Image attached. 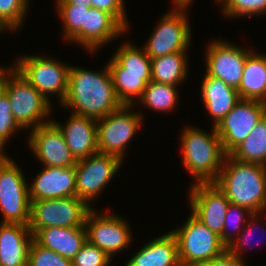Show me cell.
I'll list each match as a JSON object with an SVG mask.
<instances>
[{
    "label": "cell",
    "instance_id": "obj_1",
    "mask_svg": "<svg viewBox=\"0 0 266 266\" xmlns=\"http://www.w3.org/2000/svg\"><path fill=\"white\" fill-rule=\"evenodd\" d=\"M61 105L72 108L74 114L96 120L123 106L116 95L107 64L101 72L70 66L68 89Z\"/></svg>",
    "mask_w": 266,
    "mask_h": 266
},
{
    "label": "cell",
    "instance_id": "obj_2",
    "mask_svg": "<svg viewBox=\"0 0 266 266\" xmlns=\"http://www.w3.org/2000/svg\"><path fill=\"white\" fill-rule=\"evenodd\" d=\"M214 184L232 204L262 213L266 204V166L226 155Z\"/></svg>",
    "mask_w": 266,
    "mask_h": 266
},
{
    "label": "cell",
    "instance_id": "obj_3",
    "mask_svg": "<svg viewBox=\"0 0 266 266\" xmlns=\"http://www.w3.org/2000/svg\"><path fill=\"white\" fill-rule=\"evenodd\" d=\"M210 133L185 127L181 133L182 164L196 183H214L222 169L225 152L215 126Z\"/></svg>",
    "mask_w": 266,
    "mask_h": 266
},
{
    "label": "cell",
    "instance_id": "obj_4",
    "mask_svg": "<svg viewBox=\"0 0 266 266\" xmlns=\"http://www.w3.org/2000/svg\"><path fill=\"white\" fill-rule=\"evenodd\" d=\"M120 46L107 66L119 100L123 105L134 106L151 81V58L131 42Z\"/></svg>",
    "mask_w": 266,
    "mask_h": 266
},
{
    "label": "cell",
    "instance_id": "obj_5",
    "mask_svg": "<svg viewBox=\"0 0 266 266\" xmlns=\"http://www.w3.org/2000/svg\"><path fill=\"white\" fill-rule=\"evenodd\" d=\"M4 93L17 124L23 130L30 127L32 130L52 121L45 119L51 113L50 102L13 66L8 69Z\"/></svg>",
    "mask_w": 266,
    "mask_h": 266
},
{
    "label": "cell",
    "instance_id": "obj_6",
    "mask_svg": "<svg viewBox=\"0 0 266 266\" xmlns=\"http://www.w3.org/2000/svg\"><path fill=\"white\" fill-rule=\"evenodd\" d=\"M180 228L171 232L177 239L178 257L181 266L207 262L222 255L227 247L220 235L211 231L192 213Z\"/></svg>",
    "mask_w": 266,
    "mask_h": 266
},
{
    "label": "cell",
    "instance_id": "obj_7",
    "mask_svg": "<svg viewBox=\"0 0 266 266\" xmlns=\"http://www.w3.org/2000/svg\"><path fill=\"white\" fill-rule=\"evenodd\" d=\"M6 153L0 154L1 222L29 225L31 203L24 174Z\"/></svg>",
    "mask_w": 266,
    "mask_h": 266
},
{
    "label": "cell",
    "instance_id": "obj_8",
    "mask_svg": "<svg viewBox=\"0 0 266 266\" xmlns=\"http://www.w3.org/2000/svg\"><path fill=\"white\" fill-rule=\"evenodd\" d=\"M92 209L77 196L31 202L29 228L34 235L47 227H82Z\"/></svg>",
    "mask_w": 266,
    "mask_h": 266
},
{
    "label": "cell",
    "instance_id": "obj_9",
    "mask_svg": "<svg viewBox=\"0 0 266 266\" xmlns=\"http://www.w3.org/2000/svg\"><path fill=\"white\" fill-rule=\"evenodd\" d=\"M14 68L25 77L50 103L49 95H57L62 104L68 89L69 68L64 62L38 55H24Z\"/></svg>",
    "mask_w": 266,
    "mask_h": 266
},
{
    "label": "cell",
    "instance_id": "obj_10",
    "mask_svg": "<svg viewBox=\"0 0 266 266\" xmlns=\"http://www.w3.org/2000/svg\"><path fill=\"white\" fill-rule=\"evenodd\" d=\"M131 110L133 111V105H123L97 120L99 153L114 155L122 161L125 160L126 146L143 124L142 114Z\"/></svg>",
    "mask_w": 266,
    "mask_h": 266
},
{
    "label": "cell",
    "instance_id": "obj_11",
    "mask_svg": "<svg viewBox=\"0 0 266 266\" xmlns=\"http://www.w3.org/2000/svg\"><path fill=\"white\" fill-rule=\"evenodd\" d=\"M173 9L163 14L162 19L155 26V30L143 47L151 59L188 51L192 34L191 25L188 23V14H185L187 9Z\"/></svg>",
    "mask_w": 266,
    "mask_h": 266
},
{
    "label": "cell",
    "instance_id": "obj_12",
    "mask_svg": "<svg viewBox=\"0 0 266 266\" xmlns=\"http://www.w3.org/2000/svg\"><path fill=\"white\" fill-rule=\"evenodd\" d=\"M122 160L114 155L95 153L75 165L76 196L89 202L96 200L121 168Z\"/></svg>",
    "mask_w": 266,
    "mask_h": 266
},
{
    "label": "cell",
    "instance_id": "obj_13",
    "mask_svg": "<svg viewBox=\"0 0 266 266\" xmlns=\"http://www.w3.org/2000/svg\"><path fill=\"white\" fill-rule=\"evenodd\" d=\"M266 114V103L240 99L233 109L215 126L226 155H229L249 135Z\"/></svg>",
    "mask_w": 266,
    "mask_h": 266
},
{
    "label": "cell",
    "instance_id": "obj_14",
    "mask_svg": "<svg viewBox=\"0 0 266 266\" xmlns=\"http://www.w3.org/2000/svg\"><path fill=\"white\" fill-rule=\"evenodd\" d=\"M91 209L85 220L87 240L103 250L111 259L114 253L125 249L132 240L129 224L119 217Z\"/></svg>",
    "mask_w": 266,
    "mask_h": 266
},
{
    "label": "cell",
    "instance_id": "obj_15",
    "mask_svg": "<svg viewBox=\"0 0 266 266\" xmlns=\"http://www.w3.org/2000/svg\"><path fill=\"white\" fill-rule=\"evenodd\" d=\"M251 52L227 41H211L205 52V73L222 79L237 90L242 79L246 58Z\"/></svg>",
    "mask_w": 266,
    "mask_h": 266
},
{
    "label": "cell",
    "instance_id": "obj_16",
    "mask_svg": "<svg viewBox=\"0 0 266 266\" xmlns=\"http://www.w3.org/2000/svg\"><path fill=\"white\" fill-rule=\"evenodd\" d=\"M30 132L27 142L42 165L48 167L76 165L77 161L67 146L62 131L53 121L40 125Z\"/></svg>",
    "mask_w": 266,
    "mask_h": 266
},
{
    "label": "cell",
    "instance_id": "obj_17",
    "mask_svg": "<svg viewBox=\"0 0 266 266\" xmlns=\"http://www.w3.org/2000/svg\"><path fill=\"white\" fill-rule=\"evenodd\" d=\"M191 213L211 231L222 234L230 201L214 183H196L189 189Z\"/></svg>",
    "mask_w": 266,
    "mask_h": 266
},
{
    "label": "cell",
    "instance_id": "obj_18",
    "mask_svg": "<svg viewBox=\"0 0 266 266\" xmlns=\"http://www.w3.org/2000/svg\"><path fill=\"white\" fill-rule=\"evenodd\" d=\"M126 28L111 14L96 8H89L85 26L70 40L86 48L90 53L108 42L125 34Z\"/></svg>",
    "mask_w": 266,
    "mask_h": 266
},
{
    "label": "cell",
    "instance_id": "obj_19",
    "mask_svg": "<svg viewBox=\"0 0 266 266\" xmlns=\"http://www.w3.org/2000/svg\"><path fill=\"white\" fill-rule=\"evenodd\" d=\"M28 190L30 203L37 200L76 196L75 166H44Z\"/></svg>",
    "mask_w": 266,
    "mask_h": 266
},
{
    "label": "cell",
    "instance_id": "obj_20",
    "mask_svg": "<svg viewBox=\"0 0 266 266\" xmlns=\"http://www.w3.org/2000/svg\"><path fill=\"white\" fill-rule=\"evenodd\" d=\"M53 122L62 131L66 144L76 161L98 153L97 120L71 113L64 126Z\"/></svg>",
    "mask_w": 266,
    "mask_h": 266
},
{
    "label": "cell",
    "instance_id": "obj_21",
    "mask_svg": "<svg viewBox=\"0 0 266 266\" xmlns=\"http://www.w3.org/2000/svg\"><path fill=\"white\" fill-rule=\"evenodd\" d=\"M32 242L33 234L29 225L1 222L0 264L2 266H28Z\"/></svg>",
    "mask_w": 266,
    "mask_h": 266
},
{
    "label": "cell",
    "instance_id": "obj_22",
    "mask_svg": "<svg viewBox=\"0 0 266 266\" xmlns=\"http://www.w3.org/2000/svg\"><path fill=\"white\" fill-rule=\"evenodd\" d=\"M33 240L64 258L72 260L87 241L85 225L82 227H47L39 229Z\"/></svg>",
    "mask_w": 266,
    "mask_h": 266
},
{
    "label": "cell",
    "instance_id": "obj_23",
    "mask_svg": "<svg viewBox=\"0 0 266 266\" xmlns=\"http://www.w3.org/2000/svg\"><path fill=\"white\" fill-rule=\"evenodd\" d=\"M201 96L208 114L212 116V126H216L241 99L236 89L206 73L201 83Z\"/></svg>",
    "mask_w": 266,
    "mask_h": 266
},
{
    "label": "cell",
    "instance_id": "obj_24",
    "mask_svg": "<svg viewBox=\"0 0 266 266\" xmlns=\"http://www.w3.org/2000/svg\"><path fill=\"white\" fill-rule=\"evenodd\" d=\"M124 266H181L176 237L169 231L150 240Z\"/></svg>",
    "mask_w": 266,
    "mask_h": 266
},
{
    "label": "cell",
    "instance_id": "obj_25",
    "mask_svg": "<svg viewBox=\"0 0 266 266\" xmlns=\"http://www.w3.org/2000/svg\"><path fill=\"white\" fill-rule=\"evenodd\" d=\"M241 99L266 103V55L251 52L245 61L240 85L237 89Z\"/></svg>",
    "mask_w": 266,
    "mask_h": 266
},
{
    "label": "cell",
    "instance_id": "obj_26",
    "mask_svg": "<svg viewBox=\"0 0 266 266\" xmlns=\"http://www.w3.org/2000/svg\"><path fill=\"white\" fill-rule=\"evenodd\" d=\"M187 51L151 59V80L178 86L188 75Z\"/></svg>",
    "mask_w": 266,
    "mask_h": 266
},
{
    "label": "cell",
    "instance_id": "obj_27",
    "mask_svg": "<svg viewBox=\"0 0 266 266\" xmlns=\"http://www.w3.org/2000/svg\"><path fill=\"white\" fill-rule=\"evenodd\" d=\"M229 155L242 162L266 166V114Z\"/></svg>",
    "mask_w": 266,
    "mask_h": 266
},
{
    "label": "cell",
    "instance_id": "obj_28",
    "mask_svg": "<svg viewBox=\"0 0 266 266\" xmlns=\"http://www.w3.org/2000/svg\"><path fill=\"white\" fill-rule=\"evenodd\" d=\"M178 94L177 86L151 80L138 102L157 112H171L179 102Z\"/></svg>",
    "mask_w": 266,
    "mask_h": 266
},
{
    "label": "cell",
    "instance_id": "obj_29",
    "mask_svg": "<svg viewBox=\"0 0 266 266\" xmlns=\"http://www.w3.org/2000/svg\"><path fill=\"white\" fill-rule=\"evenodd\" d=\"M58 16L63 21L64 39L70 41L85 26L86 13L89 8L73 6L65 0H57Z\"/></svg>",
    "mask_w": 266,
    "mask_h": 266
},
{
    "label": "cell",
    "instance_id": "obj_30",
    "mask_svg": "<svg viewBox=\"0 0 266 266\" xmlns=\"http://www.w3.org/2000/svg\"><path fill=\"white\" fill-rule=\"evenodd\" d=\"M29 4V0H0V26L9 31L20 29Z\"/></svg>",
    "mask_w": 266,
    "mask_h": 266
},
{
    "label": "cell",
    "instance_id": "obj_31",
    "mask_svg": "<svg viewBox=\"0 0 266 266\" xmlns=\"http://www.w3.org/2000/svg\"><path fill=\"white\" fill-rule=\"evenodd\" d=\"M253 213L249 211L247 208L232 204L230 203L228 205L227 211H226V216H225V223H224V229L222 231V234L220 235L221 242L228 248L230 244L236 239V236H232V233L235 234L236 232L240 233L242 229L244 228L245 224L248 223L246 221V218L248 220V216H251ZM245 216H247L245 218ZM246 221V222H244ZM243 223V225H241ZM229 227L231 229H229ZM230 234V230H232Z\"/></svg>",
    "mask_w": 266,
    "mask_h": 266
},
{
    "label": "cell",
    "instance_id": "obj_32",
    "mask_svg": "<svg viewBox=\"0 0 266 266\" xmlns=\"http://www.w3.org/2000/svg\"><path fill=\"white\" fill-rule=\"evenodd\" d=\"M227 18L258 16L266 12V0H217Z\"/></svg>",
    "mask_w": 266,
    "mask_h": 266
},
{
    "label": "cell",
    "instance_id": "obj_33",
    "mask_svg": "<svg viewBox=\"0 0 266 266\" xmlns=\"http://www.w3.org/2000/svg\"><path fill=\"white\" fill-rule=\"evenodd\" d=\"M28 266H72V260L38 245L33 240L29 249Z\"/></svg>",
    "mask_w": 266,
    "mask_h": 266
},
{
    "label": "cell",
    "instance_id": "obj_34",
    "mask_svg": "<svg viewBox=\"0 0 266 266\" xmlns=\"http://www.w3.org/2000/svg\"><path fill=\"white\" fill-rule=\"evenodd\" d=\"M19 130L23 129L17 124L8 96L4 93L0 97V154H4L3 148L8 139Z\"/></svg>",
    "mask_w": 266,
    "mask_h": 266
},
{
    "label": "cell",
    "instance_id": "obj_35",
    "mask_svg": "<svg viewBox=\"0 0 266 266\" xmlns=\"http://www.w3.org/2000/svg\"><path fill=\"white\" fill-rule=\"evenodd\" d=\"M112 259L88 240L72 259V266H108Z\"/></svg>",
    "mask_w": 266,
    "mask_h": 266
},
{
    "label": "cell",
    "instance_id": "obj_36",
    "mask_svg": "<svg viewBox=\"0 0 266 266\" xmlns=\"http://www.w3.org/2000/svg\"><path fill=\"white\" fill-rule=\"evenodd\" d=\"M260 215L262 216L263 213H259V214L258 213L257 214L256 213H253L251 216H249V218H250V220H248L249 223L244 226V228L242 229V231L238 234L239 236L227 248V250L231 254L239 257L240 259H243V257L241 256V254L244 251H246L247 249L249 250V248H247V246L249 247V245L251 244L249 238L252 236V232L254 231L253 229H255L254 227L259 226V224H258L259 222L257 221L259 219H257V218H258V216L260 217ZM255 221H257V222H255ZM242 232L244 234H242ZM245 246H246V249L244 248ZM251 248L252 247H250V249Z\"/></svg>",
    "mask_w": 266,
    "mask_h": 266
},
{
    "label": "cell",
    "instance_id": "obj_37",
    "mask_svg": "<svg viewBox=\"0 0 266 266\" xmlns=\"http://www.w3.org/2000/svg\"><path fill=\"white\" fill-rule=\"evenodd\" d=\"M124 3V0H91V7L113 15L128 30Z\"/></svg>",
    "mask_w": 266,
    "mask_h": 266
},
{
    "label": "cell",
    "instance_id": "obj_38",
    "mask_svg": "<svg viewBox=\"0 0 266 266\" xmlns=\"http://www.w3.org/2000/svg\"><path fill=\"white\" fill-rule=\"evenodd\" d=\"M243 261L245 260L240 259L226 250L222 255L213 260L197 263L192 266H246Z\"/></svg>",
    "mask_w": 266,
    "mask_h": 266
},
{
    "label": "cell",
    "instance_id": "obj_39",
    "mask_svg": "<svg viewBox=\"0 0 266 266\" xmlns=\"http://www.w3.org/2000/svg\"><path fill=\"white\" fill-rule=\"evenodd\" d=\"M8 75V69L5 70L3 67L0 66V97L5 92V86H6V78Z\"/></svg>",
    "mask_w": 266,
    "mask_h": 266
},
{
    "label": "cell",
    "instance_id": "obj_40",
    "mask_svg": "<svg viewBox=\"0 0 266 266\" xmlns=\"http://www.w3.org/2000/svg\"><path fill=\"white\" fill-rule=\"evenodd\" d=\"M65 1L73 6H84L85 8H91V0H65Z\"/></svg>",
    "mask_w": 266,
    "mask_h": 266
},
{
    "label": "cell",
    "instance_id": "obj_41",
    "mask_svg": "<svg viewBox=\"0 0 266 266\" xmlns=\"http://www.w3.org/2000/svg\"><path fill=\"white\" fill-rule=\"evenodd\" d=\"M192 1L194 0H172L176 9H188Z\"/></svg>",
    "mask_w": 266,
    "mask_h": 266
},
{
    "label": "cell",
    "instance_id": "obj_42",
    "mask_svg": "<svg viewBox=\"0 0 266 266\" xmlns=\"http://www.w3.org/2000/svg\"><path fill=\"white\" fill-rule=\"evenodd\" d=\"M2 31H4V29L0 26V33H2Z\"/></svg>",
    "mask_w": 266,
    "mask_h": 266
},
{
    "label": "cell",
    "instance_id": "obj_43",
    "mask_svg": "<svg viewBox=\"0 0 266 266\" xmlns=\"http://www.w3.org/2000/svg\"><path fill=\"white\" fill-rule=\"evenodd\" d=\"M266 212V204H265V207H264V211H263V214Z\"/></svg>",
    "mask_w": 266,
    "mask_h": 266
}]
</instances>
